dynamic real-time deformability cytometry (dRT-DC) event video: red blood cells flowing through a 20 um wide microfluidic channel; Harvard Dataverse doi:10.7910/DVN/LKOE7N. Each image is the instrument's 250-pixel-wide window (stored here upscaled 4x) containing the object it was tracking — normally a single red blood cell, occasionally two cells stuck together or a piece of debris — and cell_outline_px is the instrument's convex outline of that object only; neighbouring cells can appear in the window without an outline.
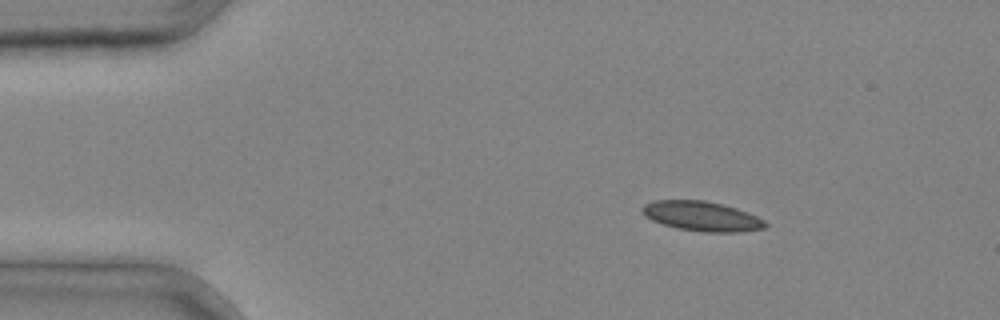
{"species": "common noctule bat (a hibernating species)", "species_latin": "Nyctalus noctula", "temperature_condition": "cold", "stored_images_in_passage": 3, "camera_frame_rate_fps": 3000, "um_per_image_px": 0.085, "animal": {"sex": "male", "body_mass_g": 20.4}, "frame": {"image": 1, "passage_image": 1, "time_ms": 0.0, "image_size_px": [1000, 320], "cell_outline_px": [[768, 224], [764, 228], [740, 232], [704, 232], [676, 228], [652, 220], [644, 216], [640, 212], [640, 208], [644, 204], [656, 200], [704, 200], [736, 208], [748, 212], [764, 220]], "centroid_in_image_um": [59.62, 18.38], "position_along_channel_um": 25.4, "area_um2": 21.33}}
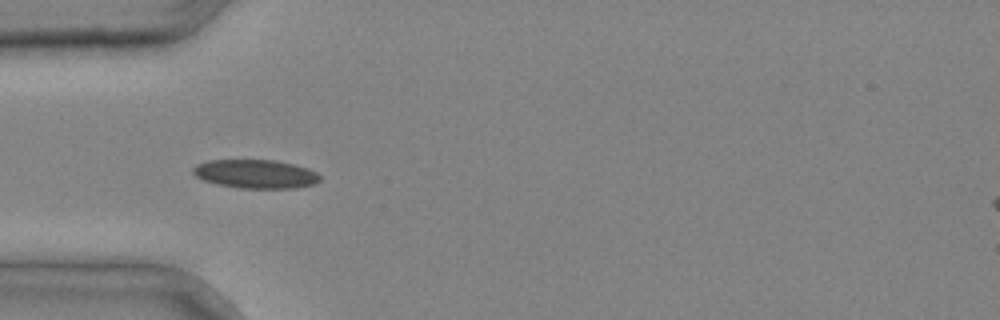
{"frame": {"image": 2, "passage_image": 3, "time_ms": 0.667, "image_size_px": [1000, 320], "cell_outline_px": [[320, 180], [316, 184], [296, 188], [236, 188], [204, 180], [196, 176], [192, 172], [192, 168], [196, 164], [208, 160], [276, 160], [308, 168], [316, 172], [320, 176]], "centroid_in_image_um": [21.74, 14.78], "position_along_channel_um": 63.3, "area_um2": 21.27}}